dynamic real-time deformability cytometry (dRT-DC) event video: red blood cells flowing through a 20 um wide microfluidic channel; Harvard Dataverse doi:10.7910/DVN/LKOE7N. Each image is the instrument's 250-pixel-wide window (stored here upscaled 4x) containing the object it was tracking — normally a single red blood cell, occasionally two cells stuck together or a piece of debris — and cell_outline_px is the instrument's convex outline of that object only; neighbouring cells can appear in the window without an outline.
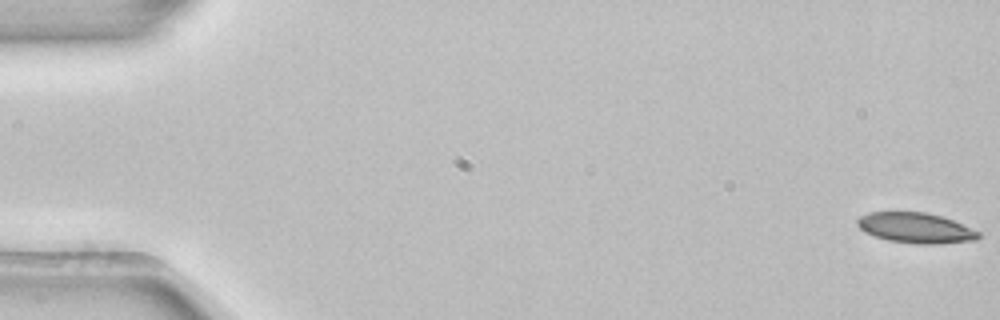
{"species": "common noctule bat (a hibernating species)", "species_latin": "Nyctalus noctula", "temperature_condition": "room temperature", "stored_images_in_passage": 5, "camera_frame_rate_fps": 3000, "um_per_image_px": 0.085, "animal": {"sex": "female", "body_mass_g": 22.7, "forearm_length_mm": 54.2}, "frame": {"image": 1, "passage_image": 1, "time_ms": 0.0, "image_size_px": [1000, 320], "cell_outline_px": [[980, 236], [976, 240], [936, 244], [916, 244], [888, 240], [864, 232], [856, 224], [856, 220], [860, 216], [868, 212], [924, 212], [940, 216], [952, 220], [980, 232]], "centroid_in_image_um": [77.81, 19.37], "position_along_channel_um": 7.2, "area_um2": 21.33}}
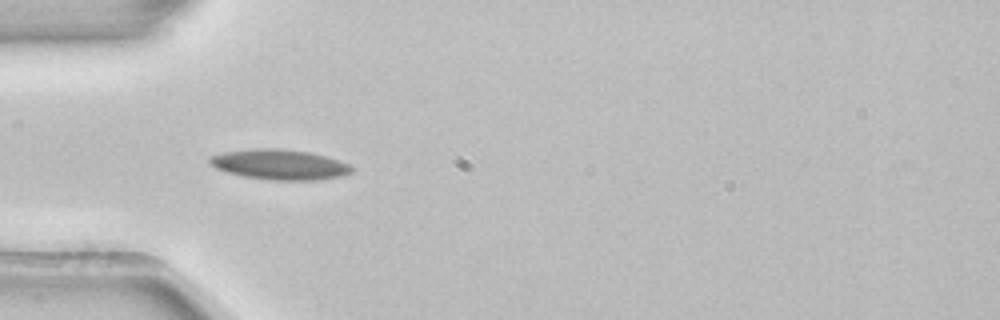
{"frame": {"image": 2, "passage_image": 4, "time_ms": 1.0, "image_size_px": [1000, 320], "cell_outline_px": [[352, 172], [344, 176], [316, 180], [272, 180], [244, 176], [228, 172], [216, 168], [208, 160], [208, 156], [220, 152], [252, 148], [276, 148], [308, 152], [324, 156], [348, 164], [352, 168]], "centroid_in_image_um": [23.73, 13.98], "position_along_channel_um": 61.3, "area_um2": 24.91}}